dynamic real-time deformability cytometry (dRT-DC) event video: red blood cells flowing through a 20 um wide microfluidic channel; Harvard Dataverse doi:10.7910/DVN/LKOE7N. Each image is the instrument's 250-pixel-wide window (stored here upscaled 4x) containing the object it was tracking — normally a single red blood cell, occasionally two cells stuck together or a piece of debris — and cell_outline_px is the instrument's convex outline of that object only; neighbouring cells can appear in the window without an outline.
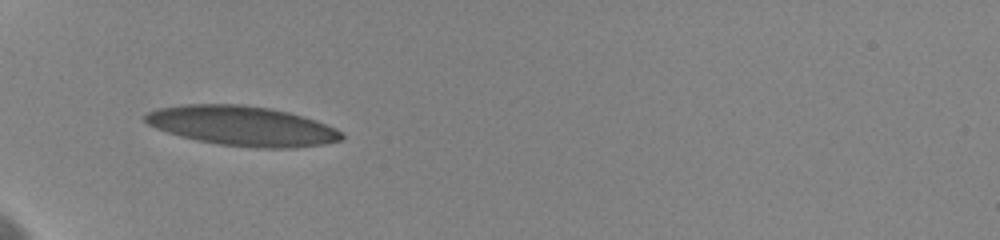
{"species": "human", "species_latin": "Homo sapiens", "temperature_condition": "cold", "stored_images_in_passage": 8, "camera_frame_rate_fps": 3000, "um_per_image_px": 0.085, "donor": {"sex": "female"}, "frame": {"image": 1, "passage_image": 1, "time_ms": 0.0, "image_size_px": [1000, 240], "cell_outline_px": [[344, 136], [340, 140], [324, 144], [292, 148], [256, 148], [220, 144], [196, 140], [180, 136], [156, 128], [148, 124], [144, 120], [144, 116], [148, 112], [156, 108], [184, 104], [240, 104], [272, 108], [304, 116], [316, 120], [336, 128], [344, 132]], "centroid_in_image_um": [20.6, 10.69], "position_along_channel_um": 64.4, "area_um2": 45.66}}